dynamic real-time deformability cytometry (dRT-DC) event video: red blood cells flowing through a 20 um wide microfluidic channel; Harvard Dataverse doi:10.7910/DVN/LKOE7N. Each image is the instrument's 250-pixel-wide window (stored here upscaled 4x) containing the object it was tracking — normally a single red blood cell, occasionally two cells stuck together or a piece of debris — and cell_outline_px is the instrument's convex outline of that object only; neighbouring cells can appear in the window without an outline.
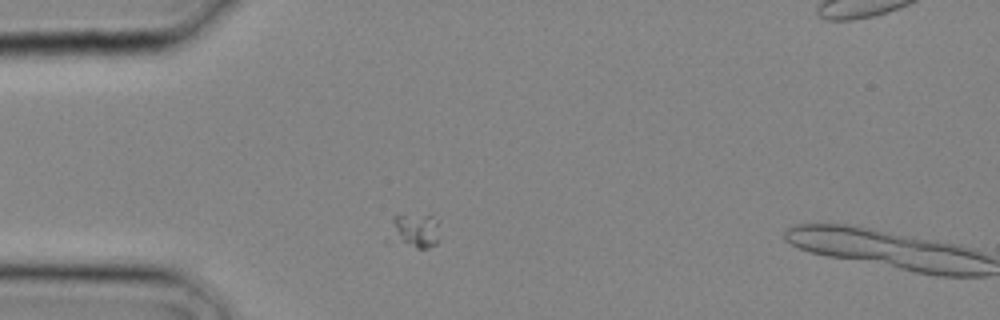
{"species": "common noctule bat (a hibernating species)", "species_latin": "Nyctalus noctula", "temperature_condition": "cold", "stored_images_in_passage": 2, "camera_frame_rate_fps": 3000, "um_per_image_px": 0.085, "animal": {"sex": "male", "body_mass_g": 20.4}, "frame": {"image": 1, "passage_image": 1, "time_ms": 0.0, "image_size_px": [1000, 320], "cell_outline_px": [[440, 240], [436, 244], [428, 248], [416, 248], [384, 244], [384, 240], [392, 216], [432, 216], [436, 224]], "centroid_in_image_um": [35.05, 19.72], "position_along_channel_um": 50.0, "area_um2": 10.92}}